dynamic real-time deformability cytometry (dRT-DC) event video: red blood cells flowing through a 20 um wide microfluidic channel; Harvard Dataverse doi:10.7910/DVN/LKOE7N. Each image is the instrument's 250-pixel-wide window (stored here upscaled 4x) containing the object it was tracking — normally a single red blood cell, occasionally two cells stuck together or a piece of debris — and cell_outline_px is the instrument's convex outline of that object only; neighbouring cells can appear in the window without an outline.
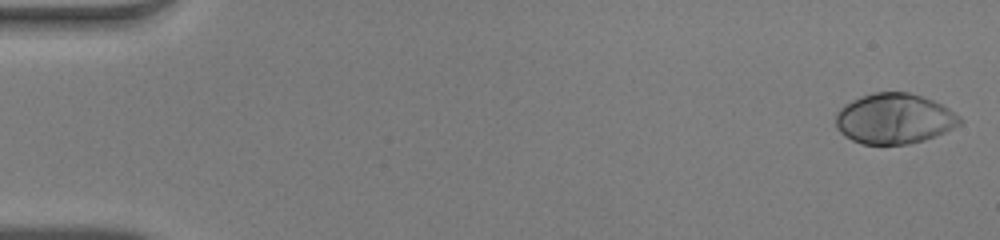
{"species": "human", "species_latin": "Homo sapiens", "temperature_condition": "warm", "stored_images_in_passage": 51, "camera_frame_rate_fps": 3000, "um_per_image_px": 0.085, "donor": {"sex": "male"}, "frame": {"image": 1, "passage_image": 1, "time_ms": 0.0, "image_size_px": [1000, 240], "cell_outline_px": [[964, 120], [960, 124], [936, 136], [924, 140], [908, 144], [864, 144], [852, 140], [844, 136], [836, 128], [836, 112], [844, 104], [852, 100], [872, 92], [908, 92], [932, 100], [948, 108], [960, 116]], "centroid_in_image_um": [75.99, 10.09], "position_along_channel_um": 9.0, "area_um2": 36.41}}
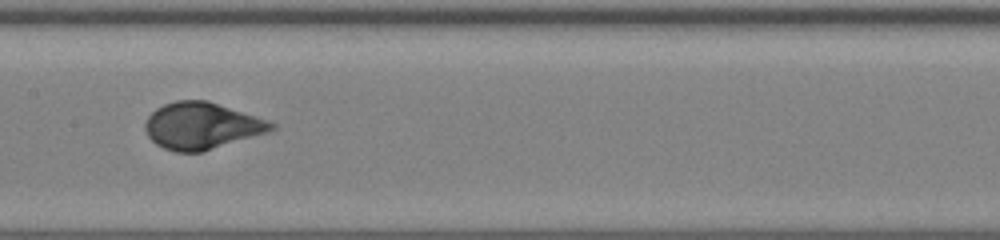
{"frame": {"image": 2, "passage_image": 26, "time_ms": 8.333, "image_size_px": [1000, 240], "cell_outline_px": [[276, 128], [268, 132], [204, 152], [176, 152], [164, 148], [156, 144], [148, 136], [144, 128], [144, 124], [148, 116], [156, 108], [164, 104], [176, 100], [208, 100], [268, 120], [276, 124]], "centroid_in_image_um": [17.14, 10.7], "position_along_channel_um": 190.3, "area_um2": 34.51}}
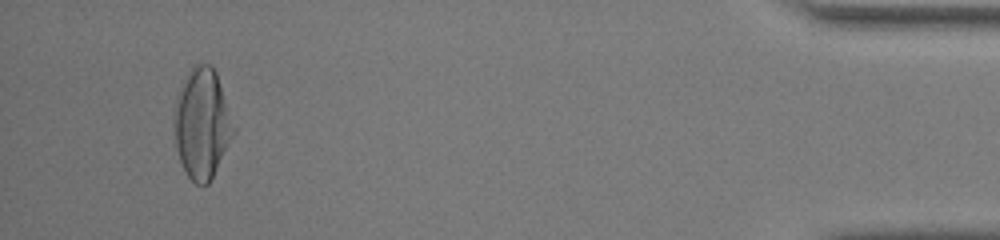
{"frame": {"image": 3, "passage_image": 48, "time_ms": 15.667, "image_size_px": [1000, 240], "cell_outline_px": [[236, 132], [208, 184], [196, 184], [188, 176], [180, 160], [176, 148], [176, 96], [180, 84], [184, 76], [192, 64], [212, 64], [216, 72], [236, 128]], "centroid_in_image_um": [17.2, 10.45], "position_along_channel_um": 418.0, "area_um2": 37.86}, "authors_computed_cell_mechanics": {"area_um2": 34.969, "velocity_mm_per_s": 4.0637, "shape_relaxation_time_tau1_ms": 3.0195, "shape_relaxation_time_tau2_ms": null, "deformation_change_tau1": 0.214, "deformation_change_tau2": null}}